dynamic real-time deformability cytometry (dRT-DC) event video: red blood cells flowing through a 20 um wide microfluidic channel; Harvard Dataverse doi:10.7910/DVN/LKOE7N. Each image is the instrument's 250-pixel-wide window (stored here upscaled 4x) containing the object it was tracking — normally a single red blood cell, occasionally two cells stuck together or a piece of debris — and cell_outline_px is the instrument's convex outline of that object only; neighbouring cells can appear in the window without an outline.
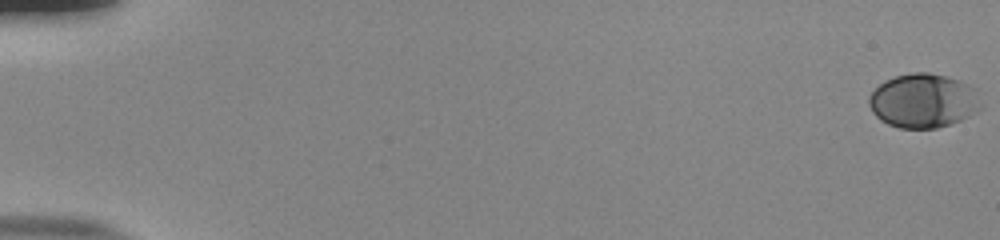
{"species": "human", "species_latin": "Homo sapiens", "temperature_condition": "room temperature", "stored_images_in_passage": 56, "camera_frame_rate_fps": 3000, "um_per_image_px": 0.085, "donor": {"sex": "male"}, "frame": {"image": 1, "passage_image": 1, "time_ms": 0.0, "image_size_px": [1000, 240], "cell_outline_px": [[980, 108], [976, 112], [960, 120], [936, 128], [900, 128], [888, 124], [880, 120], [872, 112], [868, 104], [868, 96], [884, 80], [896, 76], [912, 72], [928, 72], [948, 76], [960, 80], [976, 88], [980, 104]], "centroid_in_image_um": [78.46, 8.55], "position_along_channel_um": 6.5, "area_um2": 35.43}}
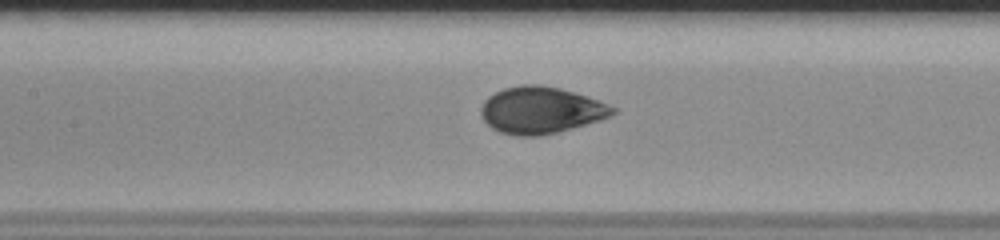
{"frame": {"image": 2, "passage_image": 28, "time_ms": 9.0, "image_size_px": [1000, 240], "cell_outline_px": [[616, 112], [600, 120], [572, 128], [540, 136], [516, 136], [500, 132], [492, 128], [480, 116], [480, 108], [484, 100], [488, 96], [504, 88], [520, 84], [540, 84], [560, 88], [608, 104], [616, 108]], "centroid_in_image_um": [45.92, 9.36], "position_along_channel_um": 161.5, "area_um2": 35.78}}
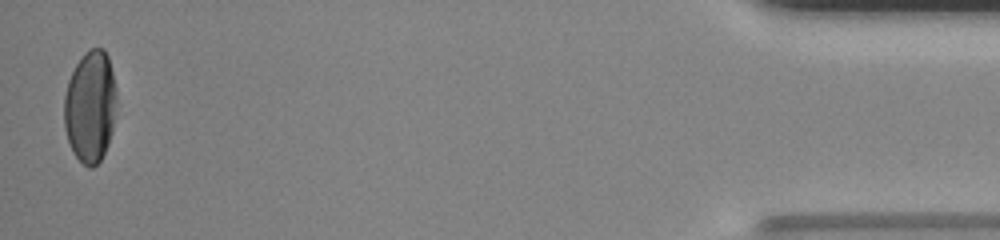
{"frame": {"image": 3, "passage_image": 55, "time_ms": 18.0, "image_size_px": [1000, 240], "cell_outline_px": [[116, 104], [112, 132], [108, 144], [100, 160], [92, 168], [88, 168], [72, 152], [64, 128], [64, 96], [68, 80], [76, 64], [84, 52], [92, 48], [104, 48], [108, 56], [116, 88]], "centroid_in_image_um": [7.67, 9.05], "position_along_channel_um": 427.5, "area_um2": 34.33}, "authors_computed_cell_mechanics": {"area_um2": 34.9112, "velocity_mm_per_s": 3.8445, "shape_relaxation_time_tau1_ms": 3.9885, "shape_relaxation_time_tau2_ms": null, "deformation_change_tau1": 0.1708, "deformation_change_tau2": null}}